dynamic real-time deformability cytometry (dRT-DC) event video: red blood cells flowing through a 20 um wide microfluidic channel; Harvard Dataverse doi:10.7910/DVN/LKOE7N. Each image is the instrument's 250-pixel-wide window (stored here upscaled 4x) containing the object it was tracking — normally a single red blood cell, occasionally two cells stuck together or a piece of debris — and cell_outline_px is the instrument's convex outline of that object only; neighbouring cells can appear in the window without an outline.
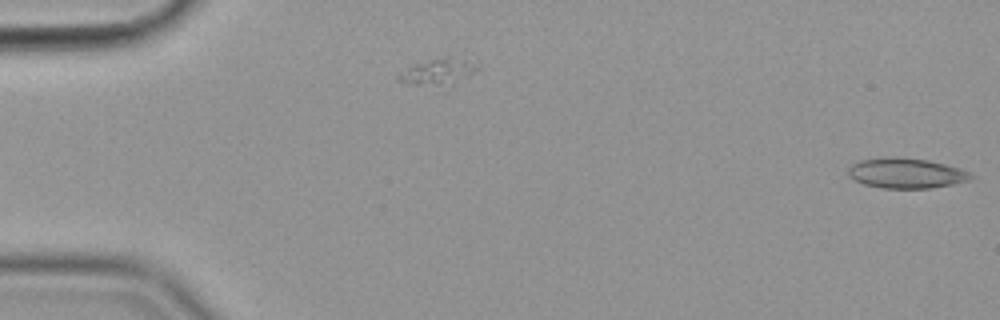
{"species": "common noctule bat (a hibernating species)", "species_latin": "Nyctalus noctula", "temperature_condition": "cold", "stored_images_in_passage": 2, "segment_of_instrument_passage": [2, 2], "camera_frame_rate_fps": 3000, "um_per_image_px": 0.085, "animal": {"sex": "female", "body_mass_g": 19.9}, "frame": {"image": 1, "passage_image": 2, "time_ms": 0.333, "image_size_px": [1000, 320], "cell_outline_px": [[976, 176], [968, 180], [952, 184], [928, 188], [884, 188], [864, 184], [848, 176], [848, 168], [852, 164], [860, 160], [888, 156], [896, 156], [928, 160], [960, 168]], "centroid_in_image_um": [77.0, 14.7], "position_along_channel_um": 8.0, "area_um2": 21.56}}